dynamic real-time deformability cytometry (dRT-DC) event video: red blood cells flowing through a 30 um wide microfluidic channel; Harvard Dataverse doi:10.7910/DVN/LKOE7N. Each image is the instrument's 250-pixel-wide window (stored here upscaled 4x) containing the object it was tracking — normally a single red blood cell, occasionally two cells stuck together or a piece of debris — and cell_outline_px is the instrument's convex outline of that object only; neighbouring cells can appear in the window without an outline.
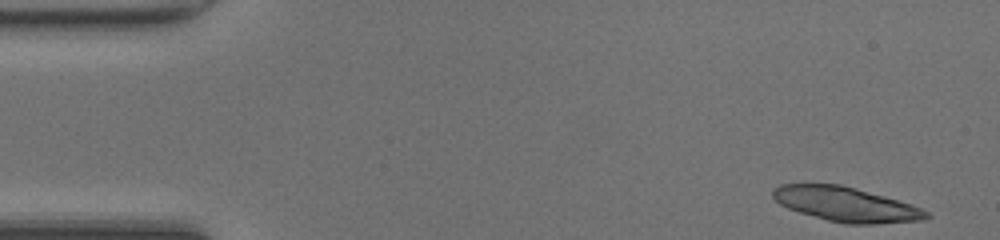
{"species": "common noctule bat (a hibernating species)", "species_latin": "Nyctalus noctula", "temperature_condition": "room temperature", "stored_images_in_passage": 46, "camera_frame_rate_fps": 3000, "um_per_image_px": 0.085, "animal": {"sex": "female", "body_mass_g": 20.0, "forearm_length_mm": 54.0}, "frame": {"image": 1, "passage_image": 1, "time_ms": 0.0, "image_size_px": [1000, 240], "cell_outline_px": [[932, 216], [924, 220], [872, 224], [844, 224], [828, 220], [800, 212], [788, 208], [780, 204], [772, 196], [772, 188], [780, 184], [840, 184], [856, 188], [912, 204], [928, 212]], "centroid_in_image_um": [71.91, 17.36], "position_along_channel_um": 13.1, "area_um2": 30.81}}
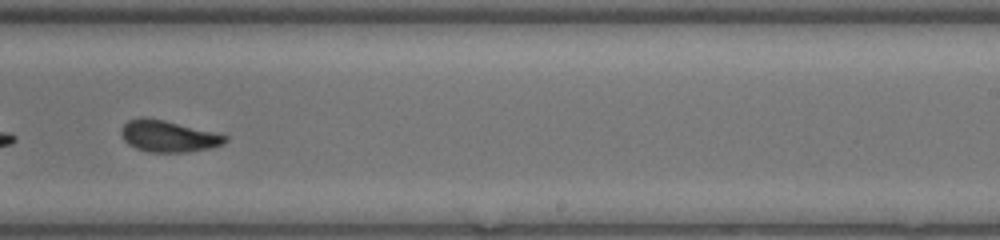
{"frame": {"image": 2, "passage_image": 28, "time_ms": 9.0, "image_size_px": [1000, 240], "cell_outline_px": [[228, 140], [224, 144], [212, 148], [188, 152], [148, 152], [136, 148], [128, 144], [124, 140], [120, 132], [120, 128], [128, 120], [140, 116], [144, 116], [164, 120], [228, 136]], "centroid_in_image_um": [14.28, 11.58], "position_along_channel_um": 274.7, "area_um2": 19.19}}
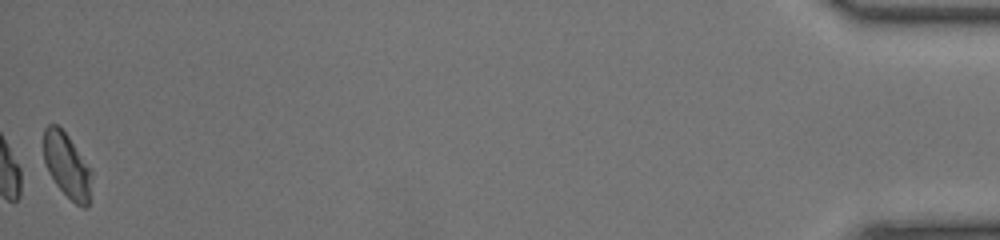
{"frame": {"image": 3, "passage_image": 46, "time_ms": 15.0, "image_size_px": [1000, 240], "cell_outline_px": [[92, 172], [88, 204], [84, 208], [76, 204], [56, 184], [48, 172], [44, 160], [44, 128], [48, 124], [56, 124], [68, 136]], "centroid_in_image_um": [5.67, 14.06], "position_along_channel_um": 429.5, "area_um2": 17.63}, "authors_computed_cell_mechanics": {"area_um2": 19.8254, "velocity_mm_per_s": 4.2813, "shape_relaxation_time_tau1_ms": 7.1864, "shape_relaxation_time_tau2_ms": 1.4891, "deformation_change_tau1": 0.1759, "deformation_change_tau2": 0.0601}}